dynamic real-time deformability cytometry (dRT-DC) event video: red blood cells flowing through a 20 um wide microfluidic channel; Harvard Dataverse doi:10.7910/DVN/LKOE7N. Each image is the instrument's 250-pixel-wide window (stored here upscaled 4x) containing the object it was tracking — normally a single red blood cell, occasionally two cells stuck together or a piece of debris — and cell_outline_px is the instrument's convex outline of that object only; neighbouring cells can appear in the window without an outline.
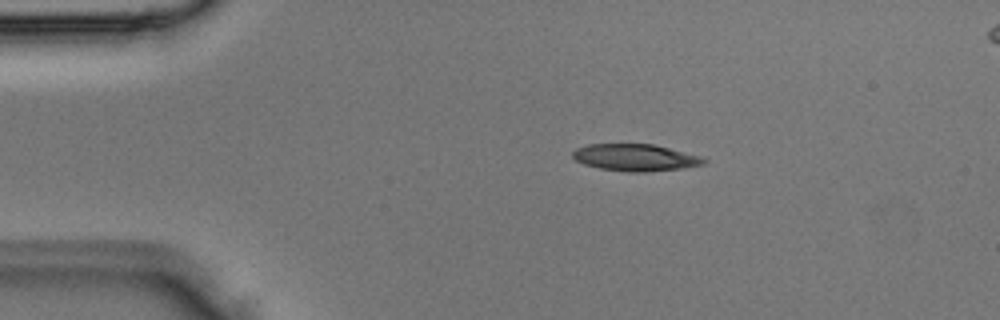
{"species": "Egyptian fruit bat (a non-hibernating species)", "species_latin": "Rousettus aegyptiacus", "temperature_condition": "room temperature", "stored_images_in_passage": 3, "camera_frame_rate_fps": 3000, "um_per_image_px": 0.085, "animal": {"sex": "male"}, "frame": {"image": 1, "passage_image": 1, "time_ms": 0.0, "image_size_px": [1000, 320], "cell_outline_px": [[708, 160], [704, 164], [684, 168], [644, 172], [628, 172], [600, 168], [584, 164], [576, 160], [572, 156], [572, 152], [576, 148], [588, 144], [652, 144], [704, 156]], "centroid_in_image_um": [54.04, 13.39], "position_along_channel_um": 31.0, "area_um2": 20.69}}